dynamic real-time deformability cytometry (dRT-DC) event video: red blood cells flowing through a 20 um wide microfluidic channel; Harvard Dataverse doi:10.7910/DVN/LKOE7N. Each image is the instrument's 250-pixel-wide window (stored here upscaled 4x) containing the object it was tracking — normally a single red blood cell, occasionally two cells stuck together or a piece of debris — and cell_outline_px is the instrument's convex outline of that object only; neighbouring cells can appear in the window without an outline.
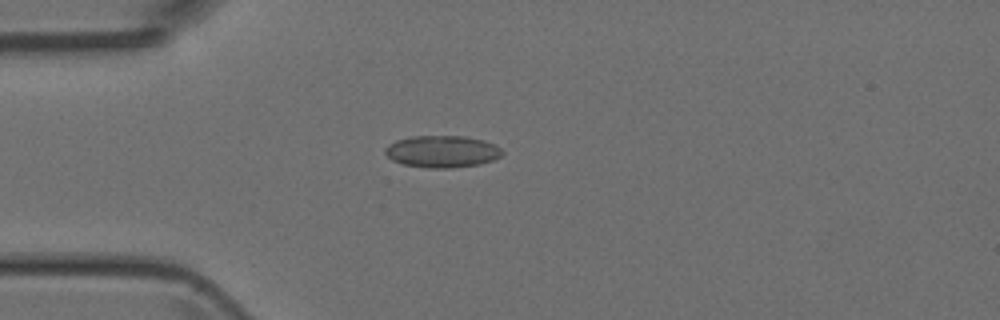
{"species": "Egyptian fruit bat (a non-hibernating species)", "species_latin": "Rousettus aegyptiacus", "temperature_condition": "room temperature", "stored_images_in_passage": 2, "camera_frame_rate_fps": 3000, "um_per_image_px": 0.085, "animal": {"sex": "female"}, "frame": {"image": 1, "passage_image": 2, "time_ms": 1.0, "image_size_px": [1000, 320], "cell_outline_px": [[504, 152], [500, 156], [492, 160], [480, 164], [452, 168], [428, 168], [404, 164], [392, 160], [384, 152], [384, 148], [388, 144], [396, 140], [412, 136], [464, 136], [484, 140], [496, 144]], "centroid_in_image_um": [37.58, 12.87], "position_along_channel_um": 47.4, "area_um2": 21.91}}